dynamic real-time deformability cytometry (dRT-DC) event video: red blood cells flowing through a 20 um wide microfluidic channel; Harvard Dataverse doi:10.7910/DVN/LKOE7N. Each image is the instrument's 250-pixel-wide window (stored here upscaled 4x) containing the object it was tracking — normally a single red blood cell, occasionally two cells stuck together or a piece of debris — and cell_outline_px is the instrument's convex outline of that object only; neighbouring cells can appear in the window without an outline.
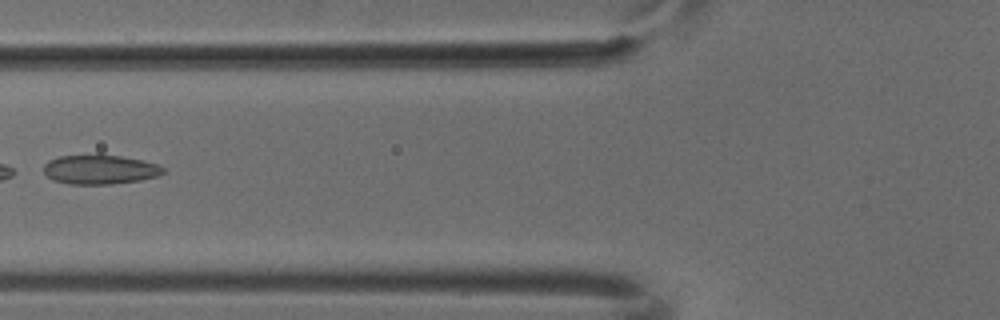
{"species": "common noctule bat (a hibernating species)", "species_latin": "Nyctalus noctula", "temperature_condition": "cold", "stored_images_in_passage": 7, "camera_frame_rate_fps": 3000, "um_per_image_px": 0.085, "animal": {"sex": "male", "body_mass_g": 18.8}, "frame": {"image": 1, "passage_image": 6, "time_ms": 1.667, "image_size_px": [1000, 320], "cell_outline_px": [[164, 172], [160, 176], [140, 180], [112, 184], [68, 184], [52, 180], [44, 172], [44, 164], [48, 160], [60, 156], [120, 156], [140, 160], [156, 164], [164, 168]], "centroid_in_image_um": [8.48, 14.43], "position_along_channel_um": 117.3, "area_um2": 20.11}}
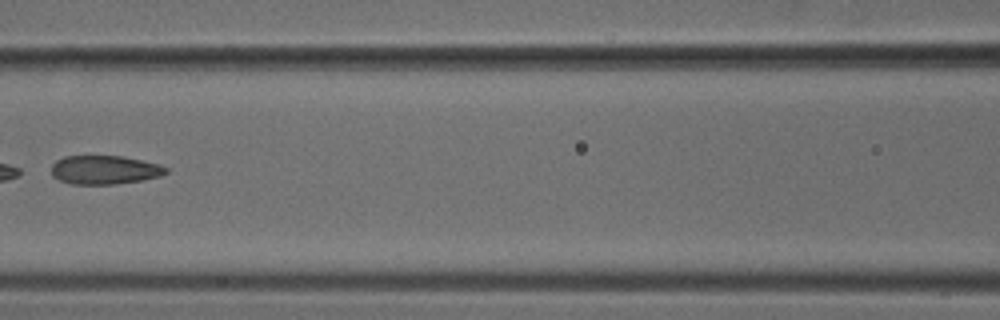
{"frame": {"image": 2, "passage_image": 7, "time_ms": 2.0, "image_size_px": [1000, 320], "cell_outline_px": [[168, 172], [160, 176], [144, 180], [116, 184], [72, 184], [60, 180], [52, 176], [52, 164], [56, 160], [64, 156], [120, 156], [160, 164], [168, 168]], "centroid_in_image_um": [8.9, 14.44], "position_along_channel_um": 157.7, "area_um2": 19.25}}